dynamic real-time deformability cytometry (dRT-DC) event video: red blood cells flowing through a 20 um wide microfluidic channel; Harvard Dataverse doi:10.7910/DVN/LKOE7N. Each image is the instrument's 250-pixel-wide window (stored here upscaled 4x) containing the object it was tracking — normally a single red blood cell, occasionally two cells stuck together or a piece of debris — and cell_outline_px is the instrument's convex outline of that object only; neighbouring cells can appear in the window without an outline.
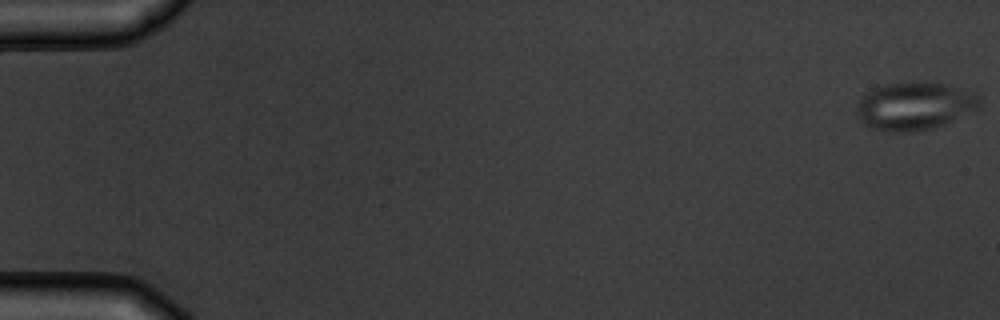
{"species": "common noctule bat (a hibernating species)", "species_latin": "Nyctalus noctula", "temperature_condition": "warm", "stored_images_in_passage": 5, "camera_frame_rate_fps": 3000, "um_per_image_px": 0.085, "animal": {"sex": "male", "body_mass_g": 19.5, "forearm_length_mm": 54.6}, "frame": {"image": 1, "passage_image": 1, "time_ms": 0.0, "image_size_px": [1000, 320], "cell_outline_px": [[980, 104], [976, 108], [944, 124], [932, 128], [912, 132], [892, 132], [872, 128], [864, 124], [860, 120], [856, 112], [856, 108], [864, 92], [884, 84], [944, 84], [976, 92], [980, 96]], "centroid_in_image_um": [77.7, 9.04], "position_along_channel_um": 7.3, "area_um2": 33.64}}